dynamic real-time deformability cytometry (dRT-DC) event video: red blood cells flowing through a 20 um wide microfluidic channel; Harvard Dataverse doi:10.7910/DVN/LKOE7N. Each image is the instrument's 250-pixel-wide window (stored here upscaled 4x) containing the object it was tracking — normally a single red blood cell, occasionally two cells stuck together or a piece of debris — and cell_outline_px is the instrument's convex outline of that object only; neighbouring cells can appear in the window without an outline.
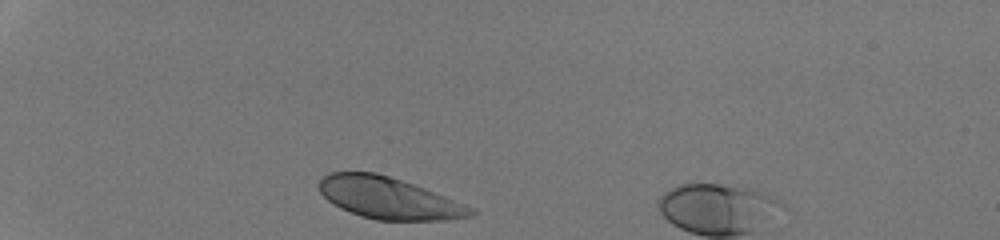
{"species": "human", "species_latin": "Homo sapiens", "temperature_condition": "room temperature", "stored_images_in_passage": 29, "camera_frame_rate_fps": 3000, "um_per_image_px": 0.085, "donor": {"sex": "male"}, "frame": {"image": 1, "passage_image": 1, "time_ms": 0.0, "image_size_px": [1000, 240], "cell_outline_px": [[476, 212], [472, 216], [444, 220], [376, 220], [360, 216], [340, 208], [332, 204], [320, 192], [320, 180], [324, 176], [332, 172], [376, 172], [424, 188], [476, 208]], "centroid_in_image_um": [33.06, 16.85], "position_along_channel_um": 51.9, "area_um2": 36.59}}
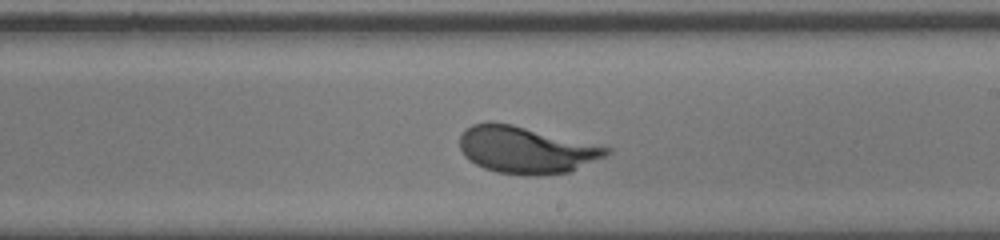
{"frame": {"image": 2, "passage_image": 18, "time_ms": 5.667, "image_size_px": [1000, 240], "cell_outline_px": [[612, 152], [608, 156], [568, 172], [536, 176], [524, 176], [496, 172], [484, 168], [468, 160], [464, 156], [460, 148], [460, 136], [472, 124], [488, 120], [492, 120], [512, 124], [612, 148]], "centroid_in_image_um": [44.71, 12.74], "position_along_channel_um": 244.3, "area_um2": 40.46}}
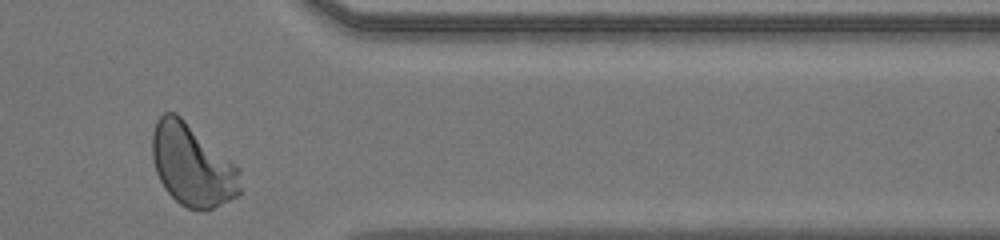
{"frame": {"image": 3, "passage_image": 29, "time_ms": 9.333, "image_size_px": [1000, 240], "cell_outline_px": [[240, 196], [212, 208], [188, 208], [180, 204], [164, 188], [156, 172], [152, 156], [152, 132], [156, 120], [164, 112], [176, 112], [240, 168]], "centroid_in_image_um": [16.33, 14.01], "position_along_channel_um": 395.1, "area_um2": 41.85}, "authors_computed_cell_mechanics": {"area_um2": 39.7664, "velocity_mm_per_s": 4.2306, "shape_relaxation_time_tau1_ms": 2.1414, "shape_relaxation_time_tau2_ms": null, "deformation_change_tau1": 0.16, "deformation_change_tau2": null}}